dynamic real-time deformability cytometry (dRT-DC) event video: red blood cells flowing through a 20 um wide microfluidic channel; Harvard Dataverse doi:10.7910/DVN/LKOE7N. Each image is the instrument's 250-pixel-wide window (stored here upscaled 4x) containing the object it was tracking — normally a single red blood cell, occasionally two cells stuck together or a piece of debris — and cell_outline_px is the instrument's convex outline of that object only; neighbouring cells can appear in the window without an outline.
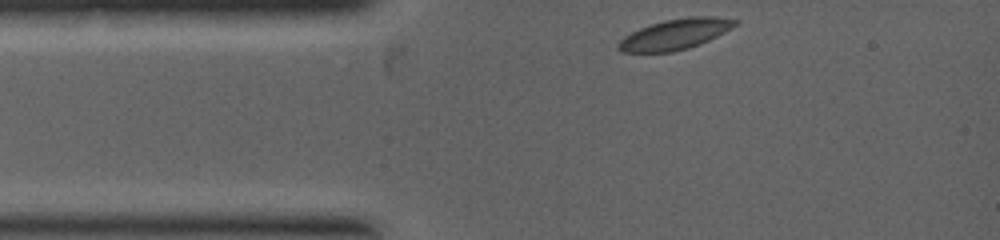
{"species": "common noctule bat (a hibernating species)", "species_latin": "Nyctalus noctula", "temperature_condition": "warm", "stored_images_in_passage": 3, "segment_of_instrument_passage": [2, 2], "camera_frame_rate_fps": 5000, "um_per_image_px": 0.085, "animal": {"sex": "female", "body_mass_g": 19.0, "forearm_length_mm": 53.3}, "frame": {"image": 1, "passage_image": 3, "time_ms": 1.8, "image_size_px": [1000, 240], "cell_outline_px": [[740, 24], [708, 40], [688, 48], [672, 52], [620, 52], [616, 48], [616, 44], [624, 36], [640, 28], [664, 20], [688, 16], [716, 16], [740, 20]], "centroid_in_image_um": [57.4, 2.9], "position_along_channel_um": 27.6, "area_um2": 20.87}}